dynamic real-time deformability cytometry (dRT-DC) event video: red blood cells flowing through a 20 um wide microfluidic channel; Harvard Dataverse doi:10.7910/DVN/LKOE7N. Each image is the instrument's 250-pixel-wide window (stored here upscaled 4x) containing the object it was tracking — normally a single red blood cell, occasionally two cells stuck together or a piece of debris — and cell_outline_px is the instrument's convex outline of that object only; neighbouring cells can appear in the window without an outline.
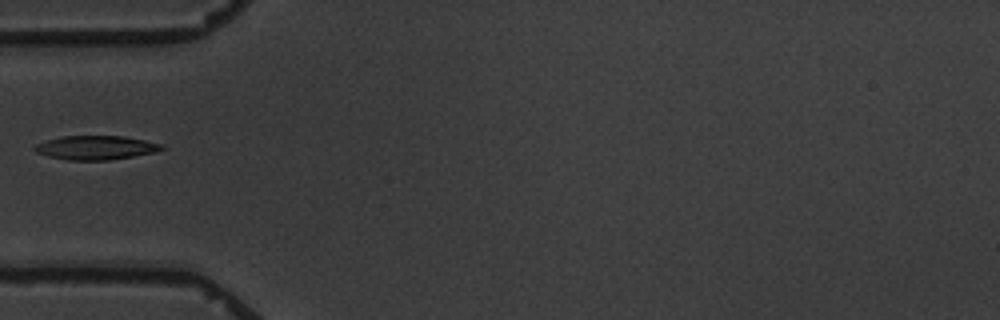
{"species": "common noctule bat (a hibernating species)", "species_latin": "Nyctalus noctula", "temperature_condition": "warm", "stored_images_in_passage": 1, "camera_frame_rate_fps": 3000, "um_per_image_px": 0.085, "animal": {"sex": "male", "body_mass_g": 19.5, "forearm_length_mm": 54.6}, "frame": {"image": 1, "passage_image": 1, "time_ms": 0.0, "image_size_px": [1000, 320], "cell_outline_px": [[164, 148], [156, 152], [108, 160], [68, 160], [48, 156], [36, 152], [32, 148], [36, 144], [60, 136], [124, 136], [164, 144]], "centroid_in_image_um": [8.14, 12.54], "position_along_channel_um": 76.9, "area_um2": 17.69}}